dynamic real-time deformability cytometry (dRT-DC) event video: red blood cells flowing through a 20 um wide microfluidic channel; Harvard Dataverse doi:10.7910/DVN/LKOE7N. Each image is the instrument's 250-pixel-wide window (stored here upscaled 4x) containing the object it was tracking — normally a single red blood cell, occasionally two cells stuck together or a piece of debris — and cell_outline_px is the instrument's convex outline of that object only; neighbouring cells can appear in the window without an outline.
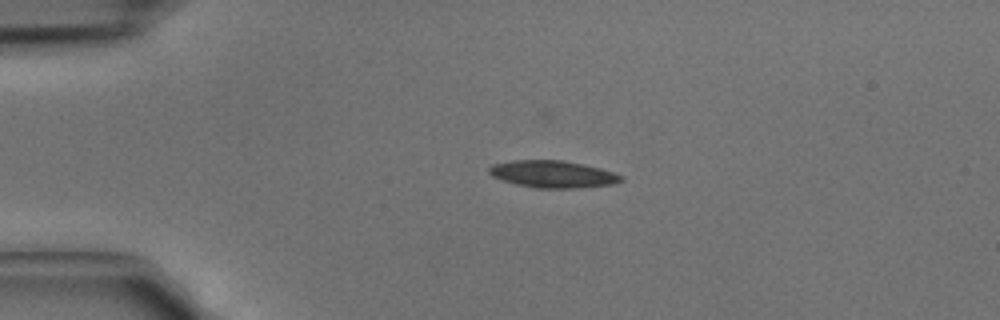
{"species": "common noctule bat (a hibernating species)", "species_latin": "Nyctalus noctula", "temperature_condition": "cold", "stored_images_in_passage": 2, "camera_frame_rate_fps": 3000, "um_per_image_px": 0.085, "animal": {"sex": "male", "body_mass_g": 15.6}, "frame": {"image": 1, "passage_image": 1, "time_ms": 0.0, "image_size_px": [1000, 320], "cell_outline_px": [[624, 180], [612, 184], [572, 188], [536, 188], [516, 184], [492, 176], [488, 172], [488, 168], [492, 164], [512, 160], [560, 160], [600, 168], [624, 176]], "centroid_in_image_um": [46.96, 14.8], "position_along_channel_um": 38.0, "area_um2": 20.63}}